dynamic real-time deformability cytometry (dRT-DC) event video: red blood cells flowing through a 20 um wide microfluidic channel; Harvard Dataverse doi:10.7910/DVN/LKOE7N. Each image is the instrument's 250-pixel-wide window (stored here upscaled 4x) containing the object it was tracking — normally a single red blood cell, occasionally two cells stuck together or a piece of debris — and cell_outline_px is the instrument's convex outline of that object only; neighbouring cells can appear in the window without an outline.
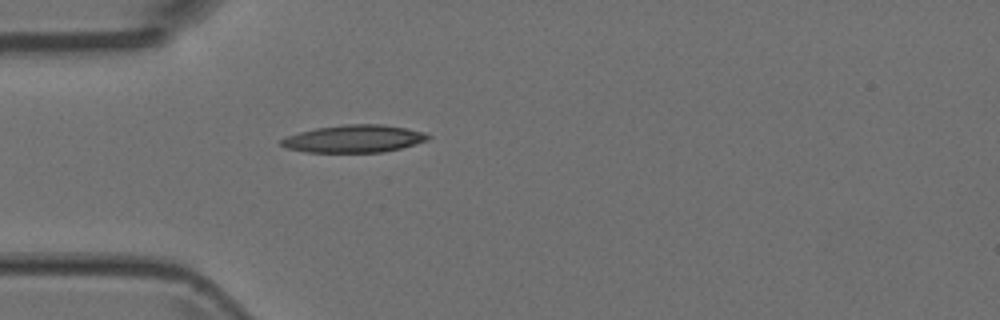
{"species": "Egyptian fruit bat (a non-hibernating species)", "species_latin": "Rousettus aegyptiacus", "temperature_condition": "room temperature", "stored_images_in_passage": 3, "camera_frame_rate_fps": 3000, "um_per_image_px": 0.085, "animal": {"sex": "female"}, "frame": {"image": 1, "passage_image": 3, "time_ms": 0.667, "image_size_px": [1000, 320], "cell_outline_px": [[432, 136], [428, 140], [400, 148], [380, 152], [308, 152], [284, 148], [280, 144], [280, 140], [288, 136], [300, 132], [316, 128], [344, 124], [384, 124], [424, 132]], "centroid_in_image_um": [30.08, 11.79], "position_along_channel_um": 54.9, "area_um2": 23.41}}